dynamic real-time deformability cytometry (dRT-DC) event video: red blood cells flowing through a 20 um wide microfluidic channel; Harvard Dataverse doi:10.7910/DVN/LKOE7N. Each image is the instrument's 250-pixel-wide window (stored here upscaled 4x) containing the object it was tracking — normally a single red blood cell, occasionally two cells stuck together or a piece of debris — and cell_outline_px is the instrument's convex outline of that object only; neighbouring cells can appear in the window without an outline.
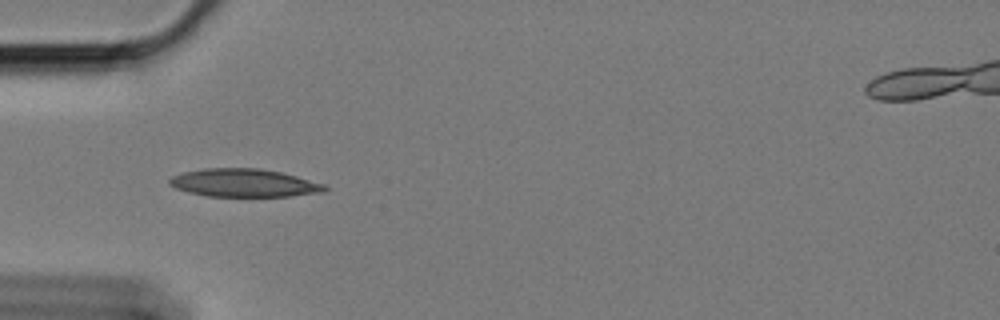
{"species": "Egyptian fruit bat (a non-hibernating species)", "species_latin": "Rousettus aegyptiacus", "temperature_condition": "cold", "stored_images_in_passage": 3, "camera_frame_rate_fps": 3000, "um_per_image_px": 0.085, "animal": {"sex": "female"}, "frame": {"image": 1, "passage_image": 1, "time_ms": 0.0, "image_size_px": [1000, 320], "cell_outline_px": [[328, 188], [324, 192], [288, 196], [208, 196], [188, 192], [176, 188], [168, 184], [168, 180], [172, 176], [184, 172], [204, 168], [260, 168], [280, 172], [296, 176], [324, 184]], "centroid_in_image_um": [20.72, 15.54], "position_along_channel_um": 64.3, "area_um2": 25.26}}